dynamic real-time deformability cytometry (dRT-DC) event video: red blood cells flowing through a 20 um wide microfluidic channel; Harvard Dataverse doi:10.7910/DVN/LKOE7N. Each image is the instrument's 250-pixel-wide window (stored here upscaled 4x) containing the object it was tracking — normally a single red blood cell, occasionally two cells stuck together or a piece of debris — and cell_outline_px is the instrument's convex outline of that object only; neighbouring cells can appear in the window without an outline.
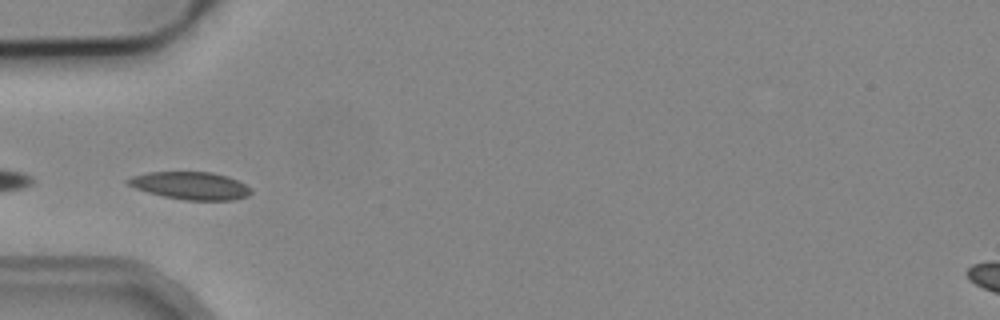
{"species": "common noctule bat (a hibernating species)", "species_latin": "Nyctalus noctula", "temperature_condition": "cold", "stored_images_in_passage": 8, "camera_frame_rate_fps": 3000, "um_per_image_px": 0.085, "animal": {"sex": "male", "body_mass_g": 19.2, "forearm_length_mm": 51.8}, "frame": {"image": 1, "passage_image": 4, "time_ms": 3.667, "image_size_px": [1000, 320], "cell_outline_px": [[252, 192], [248, 196], [232, 200], [184, 200], [164, 196], [148, 192], [136, 188], [128, 184], [124, 180], [132, 176], [148, 172], [212, 172], [228, 176], [252, 188]], "centroid_in_image_um": [16.21, 15.78], "position_along_channel_um": 68.8, "area_um2": 19.77}}
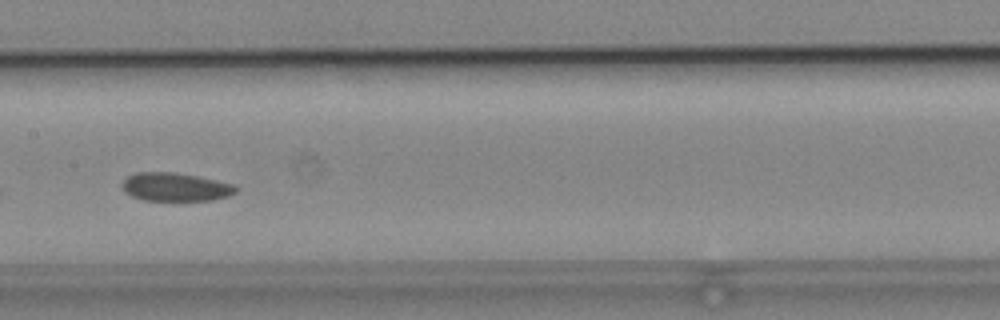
{"frame": {"image": 2, "passage_image": 7, "time_ms": 7.0, "image_size_px": [1000, 320], "cell_outline_px": [[236, 192], [228, 196], [212, 200], [144, 200], [132, 196], [124, 192], [120, 184], [128, 176], [136, 172], [172, 172], [196, 176], [216, 180], [232, 184], [236, 188]], "centroid_in_image_um": [14.86, 15.89], "position_along_channel_um": 192.5, "area_um2": 18.67}}
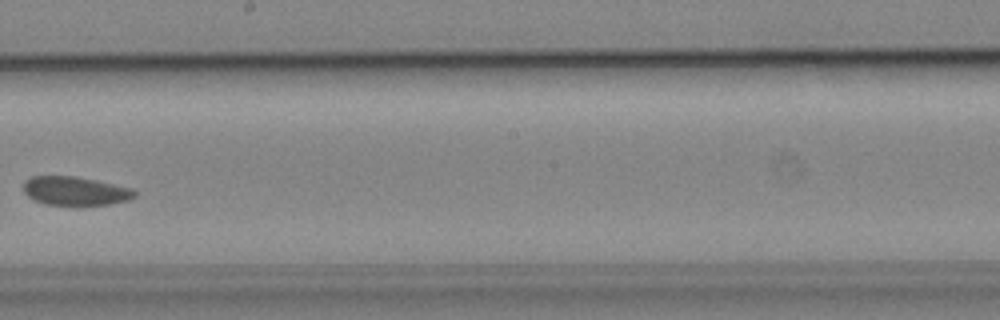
{"frame": {"image": 3, "passage_image": 8, "time_ms": 8.333, "image_size_px": [1000, 320], "cell_outline_px": [[136, 196], [128, 200], [108, 204], [72, 208], [44, 204], [28, 196], [24, 192], [24, 180], [32, 176], [76, 176], [96, 180], [132, 188], [136, 192]], "centroid_in_image_um": [6.39, 16.27], "position_along_channel_um": 241.8, "area_um2": 19.31}}